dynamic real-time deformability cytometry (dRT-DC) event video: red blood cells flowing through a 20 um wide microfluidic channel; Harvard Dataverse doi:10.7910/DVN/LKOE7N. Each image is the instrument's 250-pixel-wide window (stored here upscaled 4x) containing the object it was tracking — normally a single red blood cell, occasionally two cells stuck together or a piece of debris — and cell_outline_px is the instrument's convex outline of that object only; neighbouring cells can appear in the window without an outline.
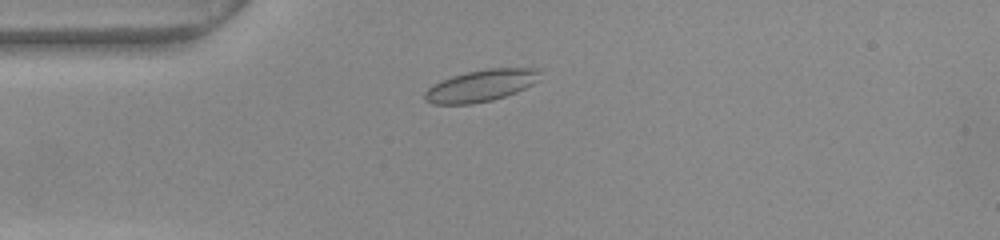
{"species": "common noctule bat (a hibernating species)", "species_latin": "Nyctalus noctula", "temperature_condition": "warm", "stored_images_in_passage": 41, "camera_frame_rate_fps": 3000, "um_per_image_px": 0.085, "animal": {"sex": "female", "body_mass_g": 22.0, "forearm_length_mm": 56.7}, "frame": {"image": 1, "passage_image": 1, "time_ms": 0.0, "image_size_px": [1000, 240], "cell_outline_px": [[540, 80], [516, 92], [492, 100], [472, 104], [432, 104], [424, 100], [424, 92], [432, 84], [452, 76], [468, 72], [488, 68], [540, 68]], "centroid_in_image_um": [40.88, 7.28], "position_along_channel_um": 44.1, "area_um2": 21.39}}
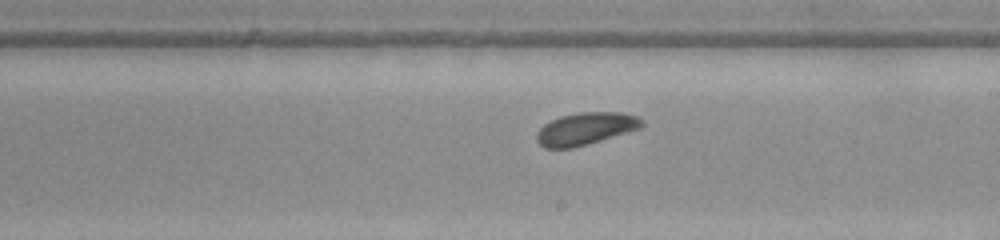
{"frame": {"image": 2, "passage_image": 18, "time_ms": 5.667, "image_size_px": [1000, 240], "cell_outline_px": [[644, 124], [640, 128], [588, 144], [572, 148], [544, 148], [536, 140], [536, 136], [540, 128], [544, 124], [560, 116], [580, 112], [620, 112], [640, 116], [644, 120]], "centroid_in_image_um": [49.8, 10.93], "position_along_channel_um": 239.2, "area_um2": 19.83}}
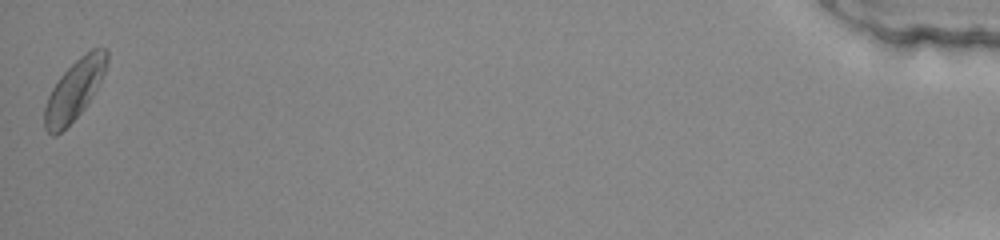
{"frame": {"image": 3, "passage_image": 41, "time_ms": 13.333, "image_size_px": [1000, 240], "cell_outline_px": [[108, 60], [104, 72], [92, 96], [84, 108], [56, 136], [52, 136], [44, 128], [44, 108], [48, 96], [52, 88], [60, 76], [80, 56], [92, 48], [104, 48], [108, 52]], "centroid_in_image_um": [6.3, 7.64], "position_along_channel_um": 428.9, "area_um2": 21.33}, "authors_computed_cell_mechanics": {"area_um2": 20.0566, "velocity_mm_per_s": 3.769, "shape_relaxation_time_tau1_ms": 1.8518, "shape_relaxation_time_tau2_ms": null, "deformation_change_tau1": 0.0469, "deformation_change_tau2": null}}